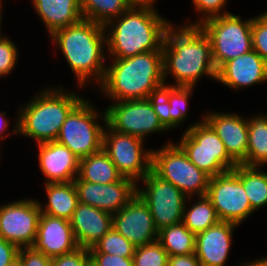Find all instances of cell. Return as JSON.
<instances>
[{
  "instance_id": "obj_1",
  "label": "cell",
  "mask_w": 267,
  "mask_h": 266,
  "mask_svg": "<svg viewBox=\"0 0 267 266\" xmlns=\"http://www.w3.org/2000/svg\"><path fill=\"white\" fill-rule=\"evenodd\" d=\"M175 26L166 30L162 45L165 85L170 74L174 79L170 86L196 87L202 76L215 81L217 69L207 34L200 26Z\"/></svg>"
},
{
  "instance_id": "obj_44",
  "label": "cell",
  "mask_w": 267,
  "mask_h": 266,
  "mask_svg": "<svg viewBox=\"0 0 267 266\" xmlns=\"http://www.w3.org/2000/svg\"><path fill=\"white\" fill-rule=\"evenodd\" d=\"M6 112H0V141H3L5 138H7L10 134L7 131V128L10 125V122H8V119L6 118ZM7 132V133H4Z\"/></svg>"
},
{
  "instance_id": "obj_43",
  "label": "cell",
  "mask_w": 267,
  "mask_h": 266,
  "mask_svg": "<svg viewBox=\"0 0 267 266\" xmlns=\"http://www.w3.org/2000/svg\"><path fill=\"white\" fill-rule=\"evenodd\" d=\"M159 0H125L126 4L130 8H149V9H156L155 2Z\"/></svg>"
},
{
  "instance_id": "obj_37",
  "label": "cell",
  "mask_w": 267,
  "mask_h": 266,
  "mask_svg": "<svg viewBox=\"0 0 267 266\" xmlns=\"http://www.w3.org/2000/svg\"><path fill=\"white\" fill-rule=\"evenodd\" d=\"M89 259V250L79 246L71 252L52 258L51 266H85Z\"/></svg>"
},
{
  "instance_id": "obj_48",
  "label": "cell",
  "mask_w": 267,
  "mask_h": 266,
  "mask_svg": "<svg viewBox=\"0 0 267 266\" xmlns=\"http://www.w3.org/2000/svg\"><path fill=\"white\" fill-rule=\"evenodd\" d=\"M261 266H267V256L265 255V257H262V258H258L256 259Z\"/></svg>"
},
{
  "instance_id": "obj_9",
  "label": "cell",
  "mask_w": 267,
  "mask_h": 266,
  "mask_svg": "<svg viewBox=\"0 0 267 266\" xmlns=\"http://www.w3.org/2000/svg\"><path fill=\"white\" fill-rule=\"evenodd\" d=\"M211 41L218 70L225 62L253 50L252 18L232 13L210 18L199 25Z\"/></svg>"
},
{
  "instance_id": "obj_8",
  "label": "cell",
  "mask_w": 267,
  "mask_h": 266,
  "mask_svg": "<svg viewBox=\"0 0 267 266\" xmlns=\"http://www.w3.org/2000/svg\"><path fill=\"white\" fill-rule=\"evenodd\" d=\"M192 124L176 142L188 159L210 177L232 171L238 164L214 130L203 119Z\"/></svg>"
},
{
  "instance_id": "obj_40",
  "label": "cell",
  "mask_w": 267,
  "mask_h": 266,
  "mask_svg": "<svg viewBox=\"0 0 267 266\" xmlns=\"http://www.w3.org/2000/svg\"><path fill=\"white\" fill-rule=\"evenodd\" d=\"M23 266H51V258L32 247L19 248L18 256Z\"/></svg>"
},
{
  "instance_id": "obj_24",
  "label": "cell",
  "mask_w": 267,
  "mask_h": 266,
  "mask_svg": "<svg viewBox=\"0 0 267 266\" xmlns=\"http://www.w3.org/2000/svg\"><path fill=\"white\" fill-rule=\"evenodd\" d=\"M48 202H39L42 214L70 220L79 202L74 181L44 184Z\"/></svg>"
},
{
  "instance_id": "obj_41",
  "label": "cell",
  "mask_w": 267,
  "mask_h": 266,
  "mask_svg": "<svg viewBox=\"0 0 267 266\" xmlns=\"http://www.w3.org/2000/svg\"><path fill=\"white\" fill-rule=\"evenodd\" d=\"M19 248L0 238V266H8L18 256Z\"/></svg>"
},
{
  "instance_id": "obj_38",
  "label": "cell",
  "mask_w": 267,
  "mask_h": 266,
  "mask_svg": "<svg viewBox=\"0 0 267 266\" xmlns=\"http://www.w3.org/2000/svg\"><path fill=\"white\" fill-rule=\"evenodd\" d=\"M90 258L97 266H134L133 257H121L99 253L94 247L88 249Z\"/></svg>"
},
{
  "instance_id": "obj_18",
  "label": "cell",
  "mask_w": 267,
  "mask_h": 266,
  "mask_svg": "<svg viewBox=\"0 0 267 266\" xmlns=\"http://www.w3.org/2000/svg\"><path fill=\"white\" fill-rule=\"evenodd\" d=\"M216 81L230 89H242L267 82V63L254 50L225 62Z\"/></svg>"
},
{
  "instance_id": "obj_23",
  "label": "cell",
  "mask_w": 267,
  "mask_h": 266,
  "mask_svg": "<svg viewBox=\"0 0 267 266\" xmlns=\"http://www.w3.org/2000/svg\"><path fill=\"white\" fill-rule=\"evenodd\" d=\"M50 37L56 31L83 19L81 0H30Z\"/></svg>"
},
{
  "instance_id": "obj_49",
  "label": "cell",
  "mask_w": 267,
  "mask_h": 266,
  "mask_svg": "<svg viewBox=\"0 0 267 266\" xmlns=\"http://www.w3.org/2000/svg\"><path fill=\"white\" fill-rule=\"evenodd\" d=\"M85 266H97L94 261L90 258L86 263Z\"/></svg>"
},
{
  "instance_id": "obj_33",
  "label": "cell",
  "mask_w": 267,
  "mask_h": 266,
  "mask_svg": "<svg viewBox=\"0 0 267 266\" xmlns=\"http://www.w3.org/2000/svg\"><path fill=\"white\" fill-rule=\"evenodd\" d=\"M169 255L158 241L135 248L134 266H168Z\"/></svg>"
},
{
  "instance_id": "obj_25",
  "label": "cell",
  "mask_w": 267,
  "mask_h": 266,
  "mask_svg": "<svg viewBox=\"0 0 267 266\" xmlns=\"http://www.w3.org/2000/svg\"><path fill=\"white\" fill-rule=\"evenodd\" d=\"M77 177L80 180L99 184H110L122 178L103 149L79 159Z\"/></svg>"
},
{
  "instance_id": "obj_17",
  "label": "cell",
  "mask_w": 267,
  "mask_h": 266,
  "mask_svg": "<svg viewBox=\"0 0 267 266\" xmlns=\"http://www.w3.org/2000/svg\"><path fill=\"white\" fill-rule=\"evenodd\" d=\"M202 118L222 140L228 155L237 164L246 165L248 118L220 111L205 113Z\"/></svg>"
},
{
  "instance_id": "obj_29",
  "label": "cell",
  "mask_w": 267,
  "mask_h": 266,
  "mask_svg": "<svg viewBox=\"0 0 267 266\" xmlns=\"http://www.w3.org/2000/svg\"><path fill=\"white\" fill-rule=\"evenodd\" d=\"M196 198L197 202H194L189 208L186 207L188 202L186 200L182 220V223L195 235L220 221L215 208L206 195Z\"/></svg>"
},
{
  "instance_id": "obj_28",
  "label": "cell",
  "mask_w": 267,
  "mask_h": 266,
  "mask_svg": "<svg viewBox=\"0 0 267 266\" xmlns=\"http://www.w3.org/2000/svg\"><path fill=\"white\" fill-rule=\"evenodd\" d=\"M157 241L169 257L195 253L196 235L182 222L159 230Z\"/></svg>"
},
{
  "instance_id": "obj_21",
  "label": "cell",
  "mask_w": 267,
  "mask_h": 266,
  "mask_svg": "<svg viewBox=\"0 0 267 266\" xmlns=\"http://www.w3.org/2000/svg\"><path fill=\"white\" fill-rule=\"evenodd\" d=\"M237 226L234 223L219 221L196 234L195 255L201 266H225L233 242V231Z\"/></svg>"
},
{
  "instance_id": "obj_15",
  "label": "cell",
  "mask_w": 267,
  "mask_h": 266,
  "mask_svg": "<svg viewBox=\"0 0 267 266\" xmlns=\"http://www.w3.org/2000/svg\"><path fill=\"white\" fill-rule=\"evenodd\" d=\"M79 202L96 207L111 214L117 213L136 195L138 184L129 178L122 177L110 184L87 182L75 178Z\"/></svg>"
},
{
  "instance_id": "obj_11",
  "label": "cell",
  "mask_w": 267,
  "mask_h": 266,
  "mask_svg": "<svg viewBox=\"0 0 267 266\" xmlns=\"http://www.w3.org/2000/svg\"><path fill=\"white\" fill-rule=\"evenodd\" d=\"M137 194L148 204L157 230L181 223L186 200L188 199L177 187L161 179L150 170L140 180Z\"/></svg>"
},
{
  "instance_id": "obj_7",
  "label": "cell",
  "mask_w": 267,
  "mask_h": 266,
  "mask_svg": "<svg viewBox=\"0 0 267 266\" xmlns=\"http://www.w3.org/2000/svg\"><path fill=\"white\" fill-rule=\"evenodd\" d=\"M151 170L177 187L189 201L207 193L210 176L194 165L171 139L152 150Z\"/></svg>"
},
{
  "instance_id": "obj_4",
  "label": "cell",
  "mask_w": 267,
  "mask_h": 266,
  "mask_svg": "<svg viewBox=\"0 0 267 266\" xmlns=\"http://www.w3.org/2000/svg\"><path fill=\"white\" fill-rule=\"evenodd\" d=\"M168 21L156 9L129 8L104 25L107 56L123 59L162 50L166 30L172 24Z\"/></svg>"
},
{
  "instance_id": "obj_47",
  "label": "cell",
  "mask_w": 267,
  "mask_h": 266,
  "mask_svg": "<svg viewBox=\"0 0 267 266\" xmlns=\"http://www.w3.org/2000/svg\"><path fill=\"white\" fill-rule=\"evenodd\" d=\"M2 6H3V5H2V0H0V37L3 35V34H1V31H2V29H1V27H2L1 24H2V23H1V22H2V20H3V19H2V15H3V13H2V12H3V10H2L3 7H2Z\"/></svg>"
},
{
  "instance_id": "obj_22",
  "label": "cell",
  "mask_w": 267,
  "mask_h": 266,
  "mask_svg": "<svg viewBox=\"0 0 267 266\" xmlns=\"http://www.w3.org/2000/svg\"><path fill=\"white\" fill-rule=\"evenodd\" d=\"M69 221L78 245L89 249L112 228L113 214L78 202Z\"/></svg>"
},
{
  "instance_id": "obj_3",
  "label": "cell",
  "mask_w": 267,
  "mask_h": 266,
  "mask_svg": "<svg viewBox=\"0 0 267 266\" xmlns=\"http://www.w3.org/2000/svg\"><path fill=\"white\" fill-rule=\"evenodd\" d=\"M103 82L98 86L111 101L148 99L165 85L162 50L127 58H111Z\"/></svg>"
},
{
  "instance_id": "obj_31",
  "label": "cell",
  "mask_w": 267,
  "mask_h": 266,
  "mask_svg": "<svg viewBox=\"0 0 267 266\" xmlns=\"http://www.w3.org/2000/svg\"><path fill=\"white\" fill-rule=\"evenodd\" d=\"M194 87L170 86L164 85L160 92L168 99L170 103L171 130L180 127L188 117L189 100L192 97Z\"/></svg>"
},
{
  "instance_id": "obj_10",
  "label": "cell",
  "mask_w": 267,
  "mask_h": 266,
  "mask_svg": "<svg viewBox=\"0 0 267 266\" xmlns=\"http://www.w3.org/2000/svg\"><path fill=\"white\" fill-rule=\"evenodd\" d=\"M145 141L127 133L112 130L107 124L103 133V150L124 178L140 180L151 170L152 149H144ZM146 150V151H145Z\"/></svg>"
},
{
  "instance_id": "obj_36",
  "label": "cell",
  "mask_w": 267,
  "mask_h": 266,
  "mask_svg": "<svg viewBox=\"0 0 267 266\" xmlns=\"http://www.w3.org/2000/svg\"><path fill=\"white\" fill-rule=\"evenodd\" d=\"M252 43L253 50L267 63V11L252 17Z\"/></svg>"
},
{
  "instance_id": "obj_34",
  "label": "cell",
  "mask_w": 267,
  "mask_h": 266,
  "mask_svg": "<svg viewBox=\"0 0 267 266\" xmlns=\"http://www.w3.org/2000/svg\"><path fill=\"white\" fill-rule=\"evenodd\" d=\"M226 3L227 0H192L194 9L197 11L196 13H200L201 17H199V19H196L195 22L191 21L189 23L187 21L186 25L199 26L210 18L230 14L231 12L223 9L226 7Z\"/></svg>"
},
{
  "instance_id": "obj_6",
  "label": "cell",
  "mask_w": 267,
  "mask_h": 266,
  "mask_svg": "<svg viewBox=\"0 0 267 266\" xmlns=\"http://www.w3.org/2000/svg\"><path fill=\"white\" fill-rule=\"evenodd\" d=\"M95 108L89 99L84 98L67 116L55 140L69 148L79 159L103 149L106 112Z\"/></svg>"
},
{
  "instance_id": "obj_26",
  "label": "cell",
  "mask_w": 267,
  "mask_h": 266,
  "mask_svg": "<svg viewBox=\"0 0 267 266\" xmlns=\"http://www.w3.org/2000/svg\"><path fill=\"white\" fill-rule=\"evenodd\" d=\"M232 171L240 178L254 212L267 205V172L260 166L238 164ZM256 210V211H255Z\"/></svg>"
},
{
  "instance_id": "obj_39",
  "label": "cell",
  "mask_w": 267,
  "mask_h": 266,
  "mask_svg": "<svg viewBox=\"0 0 267 266\" xmlns=\"http://www.w3.org/2000/svg\"><path fill=\"white\" fill-rule=\"evenodd\" d=\"M148 99L150 100L159 121L167 130H171L170 103L168 99L161 92L151 95Z\"/></svg>"
},
{
  "instance_id": "obj_5",
  "label": "cell",
  "mask_w": 267,
  "mask_h": 266,
  "mask_svg": "<svg viewBox=\"0 0 267 266\" xmlns=\"http://www.w3.org/2000/svg\"><path fill=\"white\" fill-rule=\"evenodd\" d=\"M40 91L20 106L14 129L9 131L34 139L36 144L55 141L67 116L85 98L58 86Z\"/></svg>"
},
{
  "instance_id": "obj_20",
  "label": "cell",
  "mask_w": 267,
  "mask_h": 266,
  "mask_svg": "<svg viewBox=\"0 0 267 266\" xmlns=\"http://www.w3.org/2000/svg\"><path fill=\"white\" fill-rule=\"evenodd\" d=\"M39 168L47 183L72 182L78 175L79 158L56 141L37 144Z\"/></svg>"
},
{
  "instance_id": "obj_16",
  "label": "cell",
  "mask_w": 267,
  "mask_h": 266,
  "mask_svg": "<svg viewBox=\"0 0 267 266\" xmlns=\"http://www.w3.org/2000/svg\"><path fill=\"white\" fill-rule=\"evenodd\" d=\"M112 227L136 247L153 243L158 238L150 208L139 194L113 214Z\"/></svg>"
},
{
  "instance_id": "obj_13",
  "label": "cell",
  "mask_w": 267,
  "mask_h": 266,
  "mask_svg": "<svg viewBox=\"0 0 267 266\" xmlns=\"http://www.w3.org/2000/svg\"><path fill=\"white\" fill-rule=\"evenodd\" d=\"M206 196L220 221L239 226L254 212L240 178L233 171L210 177Z\"/></svg>"
},
{
  "instance_id": "obj_42",
  "label": "cell",
  "mask_w": 267,
  "mask_h": 266,
  "mask_svg": "<svg viewBox=\"0 0 267 266\" xmlns=\"http://www.w3.org/2000/svg\"><path fill=\"white\" fill-rule=\"evenodd\" d=\"M168 266H201L195 253L189 255L171 256L168 259Z\"/></svg>"
},
{
  "instance_id": "obj_27",
  "label": "cell",
  "mask_w": 267,
  "mask_h": 266,
  "mask_svg": "<svg viewBox=\"0 0 267 266\" xmlns=\"http://www.w3.org/2000/svg\"><path fill=\"white\" fill-rule=\"evenodd\" d=\"M267 164V114H257L248 117V147L246 166Z\"/></svg>"
},
{
  "instance_id": "obj_14",
  "label": "cell",
  "mask_w": 267,
  "mask_h": 266,
  "mask_svg": "<svg viewBox=\"0 0 267 266\" xmlns=\"http://www.w3.org/2000/svg\"><path fill=\"white\" fill-rule=\"evenodd\" d=\"M41 208L37 200L20 199L0 206V238L18 248L31 247L35 241Z\"/></svg>"
},
{
  "instance_id": "obj_19",
  "label": "cell",
  "mask_w": 267,
  "mask_h": 266,
  "mask_svg": "<svg viewBox=\"0 0 267 266\" xmlns=\"http://www.w3.org/2000/svg\"><path fill=\"white\" fill-rule=\"evenodd\" d=\"M31 247L52 259L75 250L79 245L69 220L41 213Z\"/></svg>"
},
{
  "instance_id": "obj_46",
  "label": "cell",
  "mask_w": 267,
  "mask_h": 266,
  "mask_svg": "<svg viewBox=\"0 0 267 266\" xmlns=\"http://www.w3.org/2000/svg\"><path fill=\"white\" fill-rule=\"evenodd\" d=\"M8 266H23L21 260L17 257Z\"/></svg>"
},
{
  "instance_id": "obj_35",
  "label": "cell",
  "mask_w": 267,
  "mask_h": 266,
  "mask_svg": "<svg viewBox=\"0 0 267 266\" xmlns=\"http://www.w3.org/2000/svg\"><path fill=\"white\" fill-rule=\"evenodd\" d=\"M18 47L6 35L0 37V77H7L16 67L18 61Z\"/></svg>"
},
{
  "instance_id": "obj_45",
  "label": "cell",
  "mask_w": 267,
  "mask_h": 266,
  "mask_svg": "<svg viewBox=\"0 0 267 266\" xmlns=\"http://www.w3.org/2000/svg\"><path fill=\"white\" fill-rule=\"evenodd\" d=\"M241 266H261L260 263L255 259V260H249L248 262L241 263Z\"/></svg>"
},
{
  "instance_id": "obj_32",
  "label": "cell",
  "mask_w": 267,
  "mask_h": 266,
  "mask_svg": "<svg viewBox=\"0 0 267 266\" xmlns=\"http://www.w3.org/2000/svg\"><path fill=\"white\" fill-rule=\"evenodd\" d=\"M93 247L99 253L121 257H133L136 248L113 227Z\"/></svg>"
},
{
  "instance_id": "obj_12",
  "label": "cell",
  "mask_w": 267,
  "mask_h": 266,
  "mask_svg": "<svg viewBox=\"0 0 267 266\" xmlns=\"http://www.w3.org/2000/svg\"><path fill=\"white\" fill-rule=\"evenodd\" d=\"M106 123L115 131L136 136L145 141L152 133L167 129L159 121L149 99H134L113 102L107 108Z\"/></svg>"
},
{
  "instance_id": "obj_30",
  "label": "cell",
  "mask_w": 267,
  "mask_h": 266,
  "mask_svg": "<svg viewBox=\"0 0 267 266\" xmlns=\"http://www.w3.org/2000/svg\"><path fill=\"white\" fill-rule=\"evenodd\" d=\"M130 7L125 0H81L83 19L105 25L118 18Z\"/></svg>"
},
{
  "instance_id": "obj_2",
  "label": "cell",
  "mask_w": 267,
  "mask_h": 266,
  "mask_svg": "<svg viewBox=\"0 0 267 266\" xmlns=\"http://www.w3.org/2000/svg\"><path fill=\"white\" fill-rule=\"evenodd\" d=\"M49 38L61 50L80 89L90 82L95 84L92 82L95 80L98 86L103 82L106 72L104 62L109 59L105 54L106 35L103 25L82 19L56 31Z\"/></svg>"
}]
</instances>
